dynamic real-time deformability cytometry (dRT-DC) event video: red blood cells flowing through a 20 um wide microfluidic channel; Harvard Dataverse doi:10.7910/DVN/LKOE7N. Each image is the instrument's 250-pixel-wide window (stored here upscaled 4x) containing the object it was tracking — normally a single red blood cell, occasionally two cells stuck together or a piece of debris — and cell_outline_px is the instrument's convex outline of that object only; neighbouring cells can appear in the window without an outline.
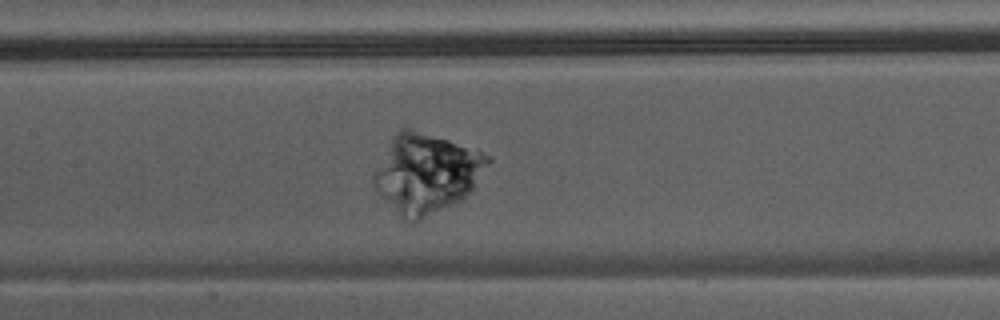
{"species": "Egyptian fruit bat (a non-hibernating species)", "species_latin": "Rousettus aegyptiacus", "temperature_condition": "warm", "stored_images_in_passage": 48, "camera_frame_rate_fps": 3000, "um_per_image_px": 0.085, "animal": {"sex": "male"}, "frame": {"image": 1, "passage_image": 24, "time_ms": 7.667, "image_size_px": [1000, 320], "cell_outline_px": [[492, 160], [472, 188], [460, 200], [416, 224], [412, 224], [404, 220], [400, 216], [372, 184], [372, 176], [392, 136], [400, 128], [412, 128], [448, 140], [492, 156]], "centroid_in_image_um": [36.22, 14.74], "position_along_channel_um": 171.2, "area_um2": 52.25}}
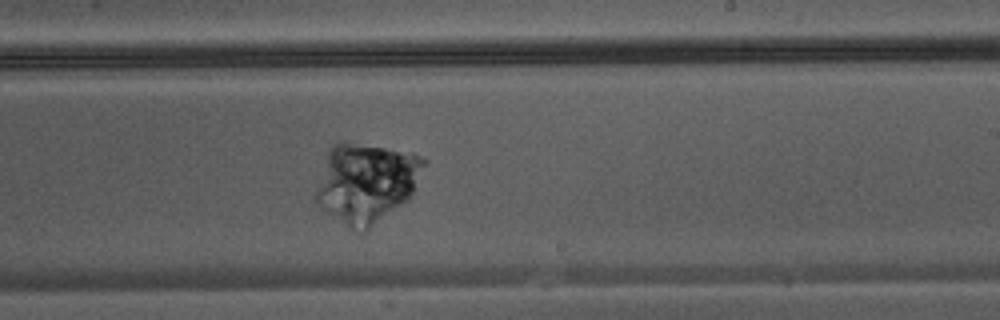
{"frame": {"image": 2, "passage_image": 30, "time_ms": 9.667, "image_size_px": [1000, 320], "cell_outline_px": [[428, 160], [416, 188], [412, 196], [408, 200], [364, 236], [352, 232], [328, 212], [316, 200], [316, 192], [328, 148], [336, 140], [344, 140], [412, 152]], "centroid_in_image_um": [31.18, 15.56], "position_along_channel_um": 257.8, "area_um2": 51.38}}
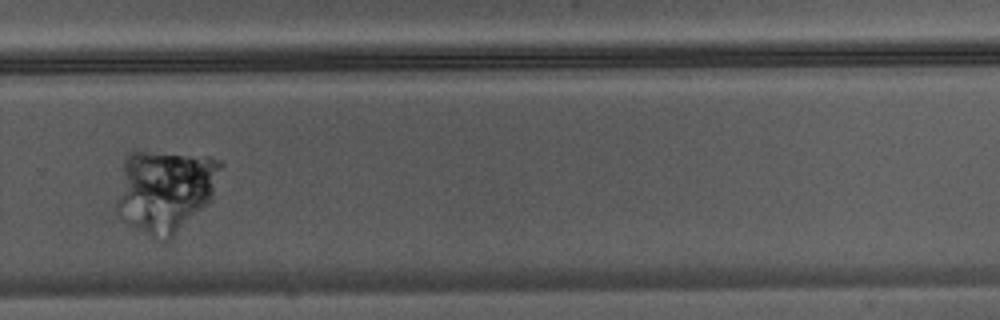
{"frame": {"image": 3, "passage_image": 34, "time_ms": 11.0, "image_size_px": [1000, 320], "cell_outline_px": [[224, 164], [212, 196], [164, 244], [160, 244], [120, 220], [116, 212], [116, 204], [124, 156], [128, 152], [136, 148], [212, 156], [220, 160]], "centroid_in_image_um": [13.96, 16.15], "position_along_channel_um": 315.8, "area_um2": 51.44}}